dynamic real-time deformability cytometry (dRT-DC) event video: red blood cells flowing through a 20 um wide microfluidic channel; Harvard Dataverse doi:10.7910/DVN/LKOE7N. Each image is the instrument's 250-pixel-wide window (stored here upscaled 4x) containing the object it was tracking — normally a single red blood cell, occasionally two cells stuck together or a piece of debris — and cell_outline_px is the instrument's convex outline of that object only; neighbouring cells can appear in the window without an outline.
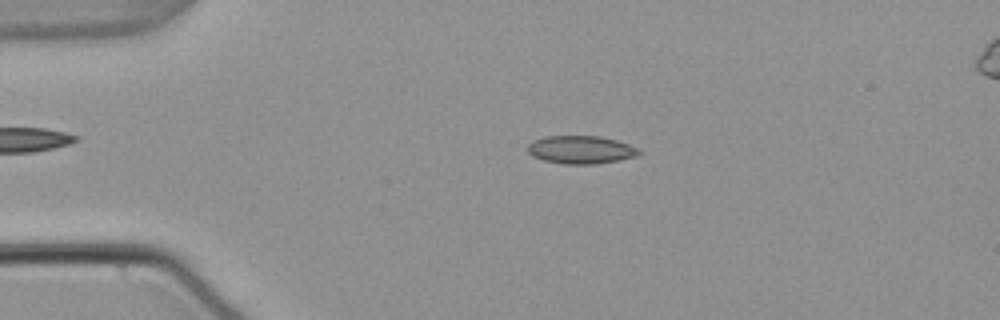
{"species": "common noctule bat (a hibernating species)", "species_latin": "Nyctalus noctula", "temperature_condition": "warm", "stored_images_in_passage": 43, "camera_frame_rate_fps": 3000, "um_per_image_px": 0.085, "animal": {"sex": "male", "body_mass_g": 21.5, "forearm_length_mm": 52.0}, "frame": {"image": 1, "passage_image": 1, "time_ms": 0.0, "image_size_px": [1000, 320], "cell_outline_px": [[644, 152], [636, 156], [620, 160], [596, 164], [564, 164], [544, 160], [532, 156], [528, 152], [528, 144], [532, 140], [544, 136], [600, 136], [616, 140], [640, 148]], "centroid_in_image_um": [49.4, 12.72], "position_along_channel_um": 35.6, "area_um2": 18.38}}
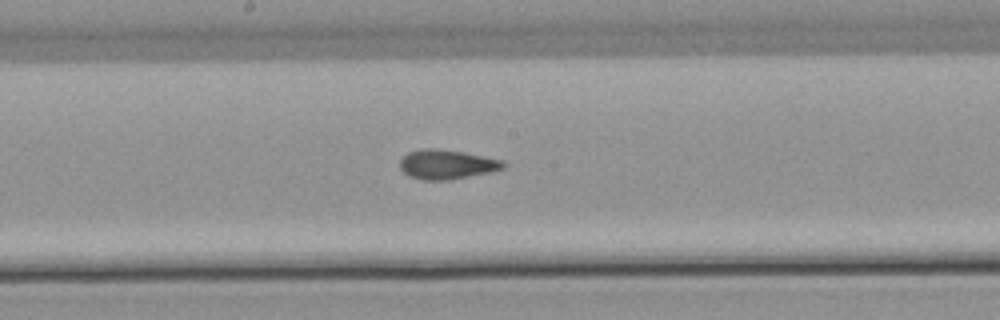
{"frame": {"image": 2, "passage_image": 18, "time_ms": 5.667, "image_size_px": [1000, 320], "cell_outline_px": [[508, 164], [504, 168], [492, 172], [448, 180], [424, 180], [408, 176], [400, 168], [400, 160], [408, 152], [420, 148], [436, 148], [464, 152], [504, 160]], "centroid_in_image_um": [38.0, 13.97], "position_along_channel_um": 210.2, "area_um2": 17.98}}
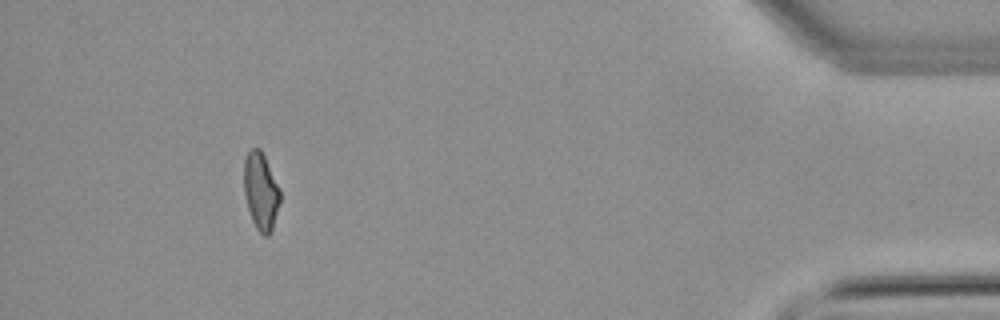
{"frame": {"image": 3, "passage_image": 39, "time_ms": 12.667, "image_size_px": [1000, 320], "cell_outline_px": [[280, 200], [272, 232], [268, 236], [264, 236], [256, 228], [252, 220], [248, 208], [244, 192], [244, 160], [248, 152], [252, 148], [260, 148], [280, 188]], "centroid_in_image_um": [22.18, 16.27], "position_along_channel_um": 413.0, "area_um2": 16.24}, "authors_computed_cell_mechanics": {"area_um2": 17.2244, "velocity_mm_per_s": 3.792, "shape_relaxation_time_tau1_ms": null, "shape_relaxation_time_tau2_ms": 1.8202, "deformation_change_tau1": null, "deformation_change_tau2": 0.0692}}